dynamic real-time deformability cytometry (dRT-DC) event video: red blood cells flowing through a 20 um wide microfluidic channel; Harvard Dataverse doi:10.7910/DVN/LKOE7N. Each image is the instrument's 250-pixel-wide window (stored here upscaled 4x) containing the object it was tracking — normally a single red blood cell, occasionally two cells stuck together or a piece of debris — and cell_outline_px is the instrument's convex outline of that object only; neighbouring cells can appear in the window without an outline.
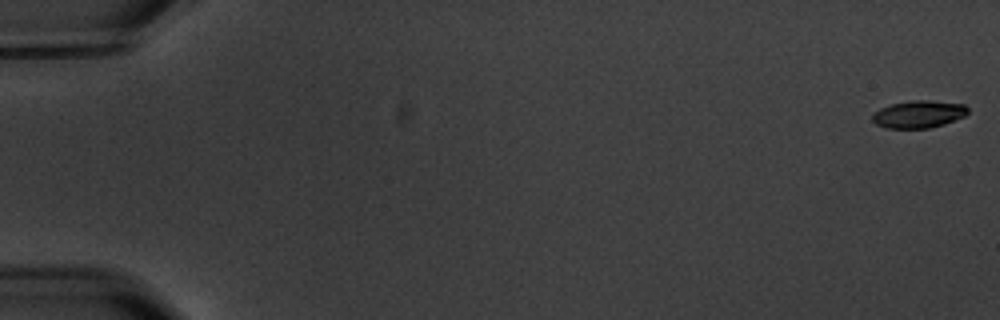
{"species": "common noctule bat (a hibernating species)", "species_latin": "Nyctalus noctula", "temperature_condition": "warm", "stored_images_in_passage": 4, "camera_frame_rate_fps": 3000, "um_per_image_px": 0.085, "animal": {"sex": "male", "body_mass_g": 20.1, "forearm_length_mm": 53.5}, "frame": {"image": 1, "passage_image": 1, "time_ms": 0.0, "image_size_px": [1000, 320], "cell_outline_px": [[968, 112], [964, 116], [944, 124], [928, 128], [888, 128], [876, 124], [872, 120], [872, 116], [880, 108], [892, 104], [912, 100], [928, 100], [964, 104], [968, 108]], "centroid_in_image_um": [78.09, 9.7], "position_along_channel_um": 6.9, "area_um2": 15.09}}